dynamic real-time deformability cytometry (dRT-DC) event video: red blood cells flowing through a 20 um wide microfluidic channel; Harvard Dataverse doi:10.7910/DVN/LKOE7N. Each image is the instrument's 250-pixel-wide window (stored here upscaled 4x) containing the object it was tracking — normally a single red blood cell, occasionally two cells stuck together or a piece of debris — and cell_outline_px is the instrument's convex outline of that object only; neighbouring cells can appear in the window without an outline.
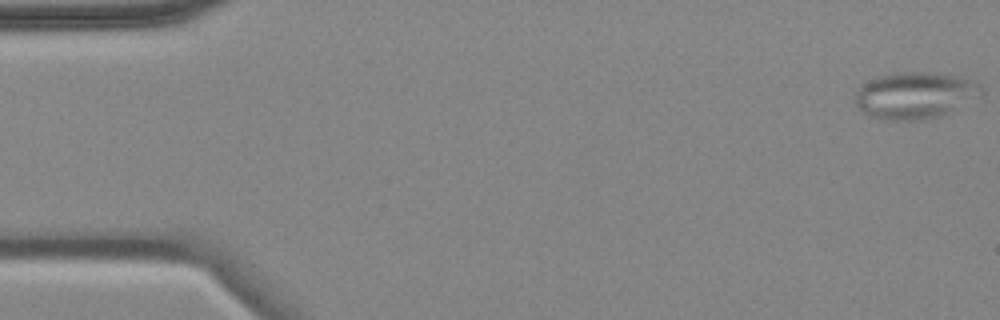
{"species": "common noctule bat (a hibernating species)", "species_latin": "Nyctalus noctula", "temperature_condition": "cold", "stored_images_in_passage": 7, "camera_frame_rate_fps": 3000, "um_per_image_px": 0.085, "animal": {"sex": "female", "body_mass_g": 18.4}, "frame": {"image": 1, "passage_image": 1, "time_ms": 0.0, "image_size_px": [1000, 320], "cell_outline_px": [[984, 92], [980, 96], [940, 116], [912, 120], [884, 120], [872, 116], [864, 112], [856, 104], [856, 92], [864, 84], [880, 76], [904, 72], [920, 72], [952, 76], [968, 80], [980, 84]], "centroid_in_image_um": [77.78, 8.12], "position_along_channel_um": 7.2, "area_um2": 33.29}}
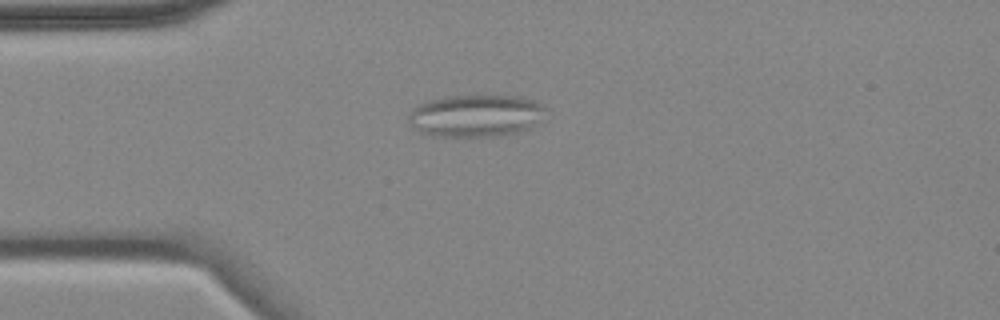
{"frame": {"image": 2, "passage_image": 4, "time_ms": 4.333, "image_size_px": [1000, 320], "cell_outline_px": [[548, 108], [528, 128], [520, 132], [500, 136], [432, 136], [420, 132], [412, 128], [408, 124], [408, 116], [412, 108], [428, 100], [444, 96], [520, 96], [536, 100]], "centroid_in_image_um": [40.39, 9.83], "position_along_channel_um": 44.6, "area_um2": 33.87}}